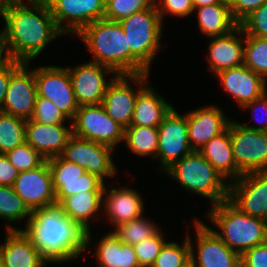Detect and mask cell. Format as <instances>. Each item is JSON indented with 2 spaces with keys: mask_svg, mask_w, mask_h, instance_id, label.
<instances>
[{
  "mask_svg": "<svg viewBox=\"0 0 267 267\" xmlns=\"http://www.w3.org/2000/svg\"><path fill=\"white\" fill-rule=\"evenodd\" d=\"M199 152L229 183L239 178L230 139V123L224 132L213 137Z\"/></svg>",
  "mask_w": 267,
  "mask_h": 267,
  "instance_id": "30",
  "label": "cell"
},
{
  "mask_svg": "<svg viewBox=\"0 0 267 267\" xmlns=\"http://www.w3.org/2000/svg\"><path fill=\"white\" fill-rule=\"evenodd\" d=\"M228 200L241 212L267 221V172L246 173L229 183Z\"/></svg>",
  "mask_w": 267,
  "mask_h": 267,
  "instance_id": "18",
  "label": "cell"
},
{
  "mask_svg": "<svg viewBox=\"0 0 267 267\" xmlns=\"http://www.w3.org/2000/svg\"><path fill=\"white\" fill-rule=\"evenodd\" d=\"M205 217L216 235L240 255L267 241V221L241 212L228 199L208 207Z\"/></svg>",
  "mask_w": 267,
  "mask_h": 267,
  "instance_id": "4",
  "label": "cell"
},
{
  "mask_svg": "<svg viewBox=\"0 0 267 267\" xmlns=\"http://www.w3.org/2000/svg\"><path fill=\"white\" fill-rule=\"evenodd\" d=\"M32 64L33 62L23 63L10 76L1 112L25 120L32 118L38 96Z\"/></svg>",
  "mask_w": 267,
  "mask_h": 267,
  "instance_id": "21",
  "label": "cell"
},
{
  "mask_svg": "<svg viewBox=\"0 0 267 267\" xmlns=\"http://www.w3.org/2000/svg\"><path fill=\"white\" fill-rule=\"evenodd\" d=\"M33 121L43 125H52L57 123L71 122L49 99L39 97L36 98L34 107Z\"/></svg>",
  "mask_w": 267,
  "mask_h": 267,
  "instance_id": "41",
  "label": "cell"
},
{
  "mask_svg": "<svg viewBox=\"0 0 267 267\" xmlns=\"http://www.w3.org/2000/svg\"><path fill=\"white\" fill-rule=\"evenodd\" d=\"M161 175L176 181L186 194L206 199L208 207L229 197V182L199 151H192Z\"/></svg>",
  "mask_w": 267,
  "mask_h": 267,
  "instance_id": "5",
  "label": "cell"
},
{
  "mask_svg": "<svg viewBox=\"0 0 267 267\" xmlns=\"http://www.w3.org/2000/svg\"><path fill=\"white\" fill-rule=\"evenodd\" d=\"M214 104L205 103L185 111L188 139L193 151H200L213 137L224 132L232 120L231 116L222 110V105Z\"/></svg>",
  "mask_w": 267,
  "mask_h": 267,
  "instance_id": "20",
  "label": "cell"
},
{
  "mask_svg": "<svg viewBox=\"0 0 267 267\" xmlns=\"http://www.w3.org/2000/svg\"><path fill=\"white\" fill-rule=\"evenodd\" d=\"M151 73L119 74L106 88L102 106L124 129L131 125L138 92L150 81Z\"/></svg>",
  "mask_w": 267,
  "mask_h": 267,
  "instance_id": "10",
  "label": "cell"
},
{
  "mask_svg": "<svg viewBox=\"0 0 267 267\" xmlns=\"http://www.w3.org/2000/svg\"><path fill=\"white\" fill-rule=\"evenodd\" d=\"M94 231L87 232L86 252L88 253L82 261L88 262L87 258L93 256L92 259H95L98 267H140L133 246L124 244L112 231L103 234L102 230L100 237H97L99 234L93 235Z\"/></svg>",
  "mask_w": 267,
  "mask_h": 267,
  "instance_id": "19",
  "label": "cell"
},
{
  "mask_svg": "<svg viewBox=\"0 0 267 267\" xmlns=\"http://www.w3.org/2000/svg\"><path fill=\"white\" fill-rule=\"evenodd\" d=\"M215 77L222 91L233 99L239 110L267 92V81L244 64L225 69Z\"/></svg>",
  "mask_w": 267,
  "mask_h": 267,
  "instance_id": "23",
  "label": "cell"
},
{
  "mask_svg": "<svg viewBox=\"0 0 267 267\" xmlns=\"http://www.w3.org/2000/svg\"><path fill=\"white\" fill-rule=\"evenodd\" d=\"M72 136V122L43 125L26 120V142L46 160L61 156Z\"/></svg>",
  "mask_w": 267,
  "mask_h": 267,
  "instance_id": "25",
  "label": "cell"
},
{
  "mask_svg": "<svg viewBox=\"0 0 267 267\" xmlns=\"http://www.w3.org/2000/svg\"><path fill=\"white\" fill-rule=\"evenodd\" d=\"M239 26L245 35L267 38V2L247 16Z\"/></svg>",
  "mask_w": 267,
  "mask_h": 267,
  "instance_id": "43",
  "label": "cell"
},
{
  "mask_svg": "<svg viewBox=\"0 0 267 267\" xmlns=\"http://www.w3.org/2000/svg\"><path fill=\"white\" fill-rule=\"evenodd\" d=\"M185 224L190 245V259L195 267H241L240 254L229 248L201 218ZM192 226V227H191ZM190 228V229H189ZM191 228L193 234L191 236ZM194 236V237H193ZM195 240V241H193Z\"/></svg>",
  "mask_w": 267,
  "mask_h": 267,
  "instance_id": "7",
  "label": "cell"
},
{
  "mask_svg": "<svg viewBox=\"0 0 267 267\" xmlns=\"http://www.w3.org/2000/svg\"><path fill=\"white\" fill-rule=\"evenodd\" d=\"M244 65L267 81V38L246 35Z\"/></svg>",
  "mask_w": 267,
  "mask_h": 267,
  "instance_id": "35",
  "label": "cell"
},
{
  "mask_svg": "<svg viewBox=\"0 0 267 267\" xmlns=\"http://www.w3.org/2000/svg\"><path fill=\"white\" fill-rule=\"evenodd\" d=\"M39 97L49 99L71 121L79 105L76 102L67 65H40L34 67Z\"/></svg>",
  "mask_w": 267,
  "mask_h": 267,
  "instance_id": "12",
  "label": "cell"
},
{
  "mask_svg": "<svg viewBox=\"0 0 267 267\" xmlns=\"http://www.w3.org/2000/svg\"><path fill=\"white\" fill-rule=\"evenodd\" d=\"M1 21L0 46L6 58L22 63L34 62L48 45L66 37L46 0L4 4Z\"/></svg>",
  "mask_w": 267,
  "mask_h": 267,
  "instance_id": "1",
  "label": "cell"
},
{
  "mask_svg": "<svg viewBox=\"0 0 267 267\" xmlns=\"http://www.w3.org/2000/svg\"><path fill=\"white\" fill-rule=\"evenodd\" d=\"M57 27L66 35L75 36L87 25L102 19L103 0H46Z\"/></svg>",
  "mask_w": 267,
  "mask_h": 267,
  "instance_id": "16",
  "label": "cell"
},
{
  "mask_svg": "<svg viewBox=\"0 0 267 267\" xmlns=\"http://www.w3.org/2000/svg\"><path fill=\"white\" fill-rule=\"evenodd\" d=\"M158 142L157 127L129 126L124 129V148L139 158L149 157L156 162Z\"/></svg>",
  "mask_w": 267,
  "mask_h": 267,
  "instance_id": "31",
  "label": "cell"
},
{
  "mask_svg": "<svg viewBox=\"0 0 267 267\" xmlns=\"http://www.w3.org/2000/svg\"><path fill=\"white\" fill-rule=\"evenodd\" d=\"M4 4L0 1V18L2 19Z\"/></svg>",
  "mask_w": 267,
  "mask_h": 267,
  "instance_id": "52",
  "label": "cell"
},
{
  "mask_svg": "<svg viewBox=\"0 0 267 267\" xmlns=\"http://www.w3.org/2000/svg\"><path fill=\"white\" fill-rule=\"evenodd\" d=\"M230 139L239 178L246 173L267 172V132L246 128L233 118Z\"/></svg>",
  "mask_w": 267,
  "mask_h": 267,
  "instance_id": "11",
  "label": "cell"
},
{
  "mask_svg": "<svg viewBox=\"0 0 267 267\" xmlns=\"http://www.w3.org/2000/svg\"><path fill=\"white\" fill-rule=\"evenodd\" d=\"M155 6V0H108L105 3V19L121 21L132 14Z\"/></svg>",
  "mask_w": 267,
  "mask_h": 267,
  "instance_id": "37",
  "label": "cell"
},
{
  "mask_svg": "<svg viewBox=\"0 0 267 267\" xmlns=\"http://www.w3.org/2000/svg\"><path fill=\"white\" fill-rule=\"evenodd\" d=\"M26 142V120L0 111V154Z\"/></svg>",
  "mask_w": 267,
  "mask_h": 267,
  "instance_id": "34",
  "label": "cell"
},
{
  "mask_svg": "<svg viewBox=\"0 0 267 267\" xmlns=\"http://www.w3.org/2000/svg\"><path fill=\"white\" fill-rule=\"evenodd\" d=\"M119 23L129 47V74L151 73L155 58L166 47L162 40L166 25L156 6L136 12Z\"/></svg>",
  "mask_w": 267,
  "mask_h": 267,
  "instance_id": "3",
  "label": "cell"
},
{
  "mask_svg": "<svg viewBox=\"0 0 267 267\" xmlns=\"http://www.w3.org/2000/svg\"><path fill=\"white\" fill-rule=\"evenodd\" d=\"M12 187L31 211L57 204L47 160L34 169L19 172Z\"/></svg>",
  "mask_w": 267,
  "mask_h": 267,
  "instance_id": "22",
  "label": "cell"
},
{
  "mask_svg": "<svg viewBox=\"0 0 267 267\" xmlns=\"http://www.w3.org/2000/svg\"><path fill=\"white\" fill-rule=\"evenodd\" d=\"M196 17L197 28L201 35L208 38L229 34L239 24L234 20L228 4H214L194 7L192 17Z\"/></svg>",
  "mask_w": 267,
  "mask_h": 267,
  "instance_id": "29",
  "label": "cell"
},
{
  "mask_svg": "<svg viewBox=\"0 0 267 267\" xmlns=\"http://www.w3.org/2000/svg\"><path fill=\"white\" fill-rule=\"evenodd\" d=\"M181 267H195V264H194V262L191 259H189Z\"/></svg>",
  "mask_w": 267,
  "mask_h": 267,
  "instance_id": "50",
  "label": "cell"
},
{
  "mask_svg": "<svg viewBox=\"0 0 267 267\" xmlns=\"http://www.w3.org/2000/svg\"><path fill=\"white\" fill-rule=\"evenodd\" d=\"M31 214L32 211L15 193L12 186L0 185V221L6 223L5 230H20ZM17 223L20 224L19 227L14 226Z\"/></svg>",
  "mask_w": 267,
  "mask_h": 267,
  "instance_id": "32",
  "label": "cell"
},
{
  "mask_svg": "<svg viewBox=\"0 0 267 267\" xmlns=\"http://www.w3.org/2000/svg\"><path fill=\"white\" fill-rule=\"evenodd\" d=\"M47 161L57 204L65 197L82 191L104 190L106 183L96 174L86 172L78 164L70 163L61 156L50 158Z\"/></svg>",
  "mask_w": 267,
  "mask_h": 267,
  "instance_id": "17",
  "label": "cell"
},
{
  "mask_svg": "<svg viewBox=\"0 0 267 267\" xmlns=\"http://www.w3.org/2000/svg\"><path fill=\"white\" fill-rule=\"evenodd\" d=\"M6 156L19 172L34 169L46 160L27 142L16 146L13 150L7 152Z\"/></svg>",
  "mask_w": 267,
  "mask_h": 267,
  "instance_id": "39",
  "label": "cell"
},
{
  "mask_svg": "<svg viewBox=\"0 0 267 267\" xmlns=\"http://www.w3.org/2000/svg\"><path fill=\"white\" fill-rule=\"evenodd\" d=\"M20 230L49 265L63 267L80 261L86 254L87 231L58 204L33 210Z\"/></svg>",
  "mask_w": 267,
  "mask_h": 267,
  "instance_id": "2",
  "label": "cell"
},
{
  "mask_svg": "<svg viewBox=\"0 0 267 267\" xmlns=\"http://www.w3.org/2000/svg\"><path fill=\"white\" fill-rule=\"evenodd\" d=\"M6 59L5 53L2 49V47L0 46V64Z\"/></svg>",
  "mask_w": 267,
  "mask_h": 267,
  "instance_id": "51",
  "label": "cell"
},
{
  "mask_svg": "<svg viewBox=\"0 0 267 267\" xmlns=\"http://www.w3.org/2000/svg\"><path fill=\"white\" fill-rule=\"evenodd\" d=\"M3 231L0 258L6 267H50L21 230Z\"/></svg>",
  "mask_w": 267,
  "mask_h": 267,
  "instance_id": "28",
  "label": "cell"
},
{
  "mask_svg": "<svg viewBox=\"0 0 267 267\" xmlns=\"http://www.w3.org/2000/svg\"><path fill=\"white\" fill-rule=\"evenodd\" d=\"M161 228L154 236L133 246L140 267H152L161 248L168 241L166 229Z\"/></svg>",
  "mask_w": 267,
  "mask_h": 267,
  "instance_id": "38",
  "label": "cell"
},
{
  "mask_svg": "<svg viewBox=\"0 0 267 267\" xmlns=\"http://www.w3.org/2000/svg\"><path fill=\"white\" fill-rule=\"evenodd\" d=\"M0 267H6V265L4 264L1 258H0Z\"/></svg>",
  "mask_w": 267,
  "mask_h": 267,
  "instance_id": "53",
  "label": "cell"
},
{
  "mask_svg": "<svg viewBox=\"0 0 267 267\" xmlns=\"http://www.w3.org/2000/svg\"><path fill=\"white\" fill-rule=\"evenodd\" d=\"M108 182L105 184L103 190V219L104 222L110 226L108 229L112 231L115 227L122 223L129 222L145 214L146 204L144 197L133 186H124L121 184L111 185ZM105 218V219H104ZM104 220V221H103ZM106 221V222H105Z\"/></svg>",
  "mask_w": 267,
  "mask_h": 267,
  "instance_id": "15",
  "label": "cell"
},
{
  "mask_svg": "<svg viewBox=\"0 0 267 267\" xmlns=\"http://www.w3.org/2000/svg\"><path fill=\"white\" fill-rule=\"evenodd\" d=\"M183 240H168L161 248L152 267H181L190 259V245L185 234ZM179 241H182L181 244Z\"/></svg>",
  "mask_w": 267,
  "mask_h": 267,
  "instance_id": "36",
  "label": "cell"
},
{
  "mask_svg": "<svg viewBox=\"0 0 267 267\" xmlns=\"http://www.w3.org/2000/svg\"><path fill=\"white\" fill-rule=\"evenodd\" d=\"M240 110L244 111V113L246 111H249V113L252 112L250 115L251 117L249 118L250 121H243V123L240 121L241 125L255 131L267 132V92L262 97L244 105ZM250 122H253L254 125H250Z\"/></svg>",
  "mask_w": 267,
  "mask_h": 267,
  "instance_id": "42",
  "label": "cell"
},
{
  "mask_svg": "<svg viewBox=\"0 0 267 267\" xmlns=\"http://www.w3.org/2000/svg\"><path fill=\"white\" fill-rule=\"evenodd\" d=\"M151 80L138 92L130 126L159 127L174 105Z\"/></svg>",
  "mask_w": 267,
  "mask_h": 267,
  "instance_id": "27",
  "label": "cell"
},
{
  "mask_svg": "<svg viewBox=\"0 0 267 267\" xmlns=\"http://www.w3.org/2000/svg\"><path fill=\"white\" fill-rule=\"evenodd\" d=\"M72 122V135L103 144L118 151L124 128L108 116L102 104L81 105Z\"/></svg>",
  "mask_w": 267,
  "mask_h": 267,
  "instance_id": "8",
  "label": "cell"
},
{
  "mask_svg": "<svg viewBox=\"0 0 267 267\" xmlns=\"http://www.w3.org/2000/svg\"><path fill=\"white\" fill-rule=\"evenodd\" d=\"M241 267H267V241L240 255Z\"/></svg>",
  "mask_w": 267,
  "mask_h": 267,
  "instance_id": "44",
  "label": "cell"
},
{
  "mask_svg": "<svg viewBox=\"0 0 267 267\" xmlns=\"http://www.w3.org/2000/svg\"><path fill=\"white\" fill-rule=\"evenodd\" d=\"M103 191H82L65 197L58 205L87 232L94 230L103 217ZM94 225V226H93Z\"/></svg>",
  "mask_w": 267,
  "mask_h": 267,
  "instance_id": "26",
  "label": "cell"
},
{
  "mask_svg": "<svg viewBox=\"0 0 267 267\" xmlns=\"http://www.w3.org/2000/svg\"><path fill=\"white\" fill-rule=\"evenodd\" d=\"M115 152L116 150L109 146L72 135L61 157L70 163L78 164L86 172L96 174L105 183L108 179L112 183L114 179L116 183L120 171H118V164L114 162Z\"/></svg>",
  "mask_w": 267,
  "mask_h": 267,
  "instance_id": "9",
  "label": "cell"
},
{
  "mask_svg": "<svg viewBox=\"0 0 267 267\" xmlns=\"http://www.w3.org/2000/svg\"><path fill=\"white\" fill-rule=\"evenodd\" d=\"M75 37L89 51V61L108 66L117 75L129 74V47L119 22L99 19L85 26Z\"/></svg>",
  "mask_w": 267,
  "mask_h": 267,
  "instance_id": "6",
  "label": "cell"
},
{
  "mask_svg": "<svg viewBox=\"0 0 267 267\" xmlns=\"http://www.w3.org/2000/svg\"><path fill=\"white\" fill-rule=\"evenodd\" d=\"M67 68L79 106L101 104L107 86L117 75L110 67L91 61Z\"/></svg>",
  "mask_w": 267,
  "mask_h": 267,
  "instance_id": "14",
  "label": "cell"
},
{
  "mask_svg": "<svg viewBox=\"0 0 267 267\" xmlns=\"http://www.w3.org/2000/svg\"><path fill=\"white\" fill-rule=\"evenodd\" d=\"M177 110L173 107L158 127V174H163L175 162L193 151L188 139L187 115Z\"/></svg>",
  "mask_w": 267,
  "mask_h": 267,
  "instance_id": "13",
  "label": "cell"
},
{
  "mask_svg": "<svg viewBox=\"0 0 267 267\" xmlns=\"http://www.w3.org/2000/svg\"><path fill=\"white\" fill-rule=\"evenodd\" d=\"M234 20L240 24L253 11L260 8L267 0H227Z\"/></svg>",
  "mask_w": 267,
  "mask_h": 267,
  "instance_id": "45",
  "label": "cell"
},
{
  "mask_svg": "<svg viewBox=\"0 0 267 267\" xmlns=\"http://www.w3.org/2000/svg\"><path fill=\"white\" fill-rule=\"evenodd\" d=\"M3 4H7V3H17V2H26V1H30V0H0Z\"/></svg>",
  "mask_w": 267,
  "mask_h": 267,
  "instance_id": "49",
  "label": "cell"
},
{
  "mask_svg": "<svg viewBox=\"0 0 267 267\" xmlns=\"http://www.w3.org/2000/svg\"><path fill=\"white\" fill-rule=\"evenodd\" d=\"M162 224L155 222L146 214L135 218L129 222L122 223L115 227L112 232L127 245L134 246L141 241L154 236L161 228Z\"/></svg>",
  "mask_w": 267,
  "mask_h": 267,
  "instance_id": "33",
  "label": "cell"
},
{
  "mask_svg": "<svg viewBox=\"0 0 267 267\" xmlns=\"http://www.w3.org/2000/svg\"><path fill=\"white\" fill-rule=\"evenodd\" d=\"M155 6L164 23L169 21L168 18L170 17L179 19H188L190 17L192 20L193 0H155Z\"/></svg>",
  "mask_w": 267,
  "mask_h": 267,
  "instance_id": "40",
  "label": "cell"
},
{
  "mask_svg": "<svg viewBox=\"0 0 267 267\" xmlns=\"http://www.w3.org/2000/svg\"><path fill=\"white\" fill-rule=\"evenodd\" d=\"M214 4H228L227 0H193L194 7H202Z\"/></svg>",
  "mask_w": 267,
  "mask_h": 267,
  "instance_id": "48",
  "label": "cell"
},
{
  "mask_svg": "<svg viewBox=\"0 0 267 267\" xmlns=\"http://www.w3.org/2000/svg\"><path fill=\"white\" fill-rule=\"evenodd\" d=\"M245 32L240 26L227 35L208 38L207 52V72L212 75L244 64V44Z\"/></svg>",
  "mask_w": 267,
  "mask_h": 267,
  "instance_id": "24",
  "label": "cell"
},
{
  "mask_svg": "<svg viewBox=\"0 0 267 267\" xmlns=\"http://www.w3.org/2000/svg\"><path fill=\"white\" fill-rule=\"evenodd\" d=\"M18 175L19 171L6 154H0V185L12 186Z\"/></svg>",
  "mask_w": 267,
  "mask_h": 267,
  "instance_id": "47",
  "label": "cell"
},
{
  "mask_svg": "<svg viewBox=\"0 0 267 267\" xmlns=\"http://www.w3.org/2000/svg\"><path fill=\"white\" fill-rule=\"evenodd\" d=\"M22 62L6 58L0 64V111H2L10 76L22 65Z\"/></svg>",
  "mask_w": 267,
  "mask_h": 267,
  "instance_id": "46",
  "label": "cell"
}]
</instances>
